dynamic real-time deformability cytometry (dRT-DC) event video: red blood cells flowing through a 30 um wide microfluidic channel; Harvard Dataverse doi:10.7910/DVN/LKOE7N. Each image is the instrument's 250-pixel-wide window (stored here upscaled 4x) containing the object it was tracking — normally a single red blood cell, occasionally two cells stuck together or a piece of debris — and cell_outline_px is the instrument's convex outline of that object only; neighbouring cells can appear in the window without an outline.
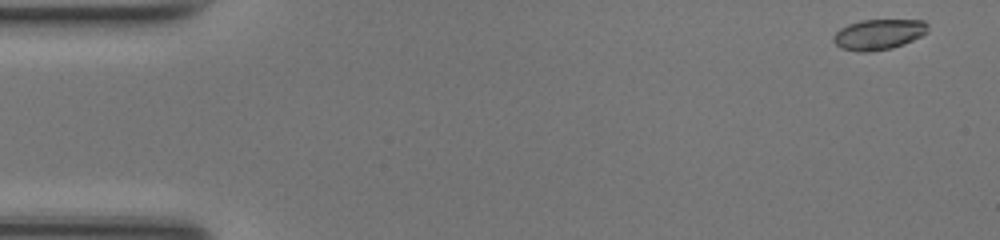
{"species": "common noctule bat (a hibernating species)", "species_latin": "Nyctalus noctula", "temperature_condition": "room temperature", "stored_images_in_passage": 48, "camera_frame_rate_fps": 3000, "um_per_image_px": 0.085, "animal": {"sex": "female", "body_mass_g": 17.0, "forearm_length_mm": 48.0}, "frame": {"image": 1, "passage_image": 1, "time_ms": 0.0, "image_size_px": [1000, 240], "cell_outline_px": [[928, 32], [904, 44], [892, 48], [868, 52], [864, 52], [840, 48], [832, 40], [832, 36], [840, 28], [848, 24], [860, 20], [924, 20], [928, 24]], "centroid_in_image_um": [74.67, 2.92], "position_along_channel_um": 10.3, "area_um2": 16.82}}
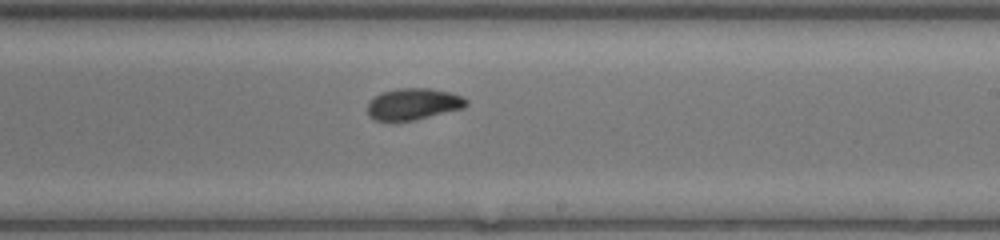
{"frame": {"image": 2, "passage_image": 28, "time_ms": 9.0, "image_size_px": [1000, 240], "cell_outline_px": [[468, 104], [464, 108], [412, 120], [376, 120], [368, 116], [368, 104], [380, 92], [396, 88], [428, 88], [448, 92], [460, 96], [468, 100]], "centroid_in_image_um": [35.13, 8.83], "position_along_channel_um": 253.9, "area_um2": 17.86}}
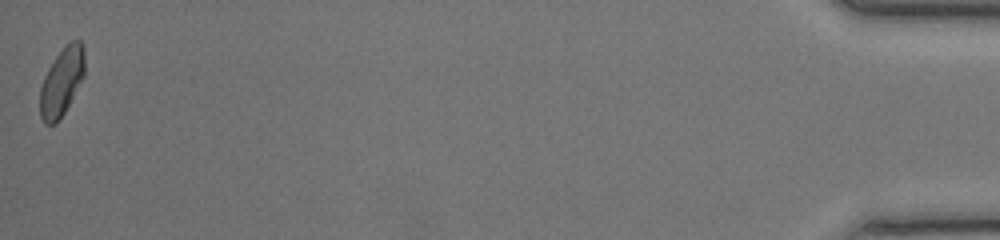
{"frame": {"image": 3, "passage_image": 48, "time_ms": 15.667, "image_size_px": [1000, 240], "cell_outline_px": [[84, 76], [64, 112], [56, 124], [44, 124], [40, 116], [40, 88], [44, 76], [48, 68], [56, 56], [72, 40], [80, 40], [84, 48]], "centroid_in_image_um": [5.23, 6.97], "position_along_channel_um": 430.0, "area_um2": 17.46}, "authors_computed_cell_mechanics": {"area_um2": 17.8891, "velocity_mm_per_s": 4.2143, "shape_relaxation_time_tau1_ms": 6.1163, "shape_relaxation_time_tau2_ms": 1.1593, "deformation_change_tau1": 0.1662, "deformation_change_tau2": 0.0543}}